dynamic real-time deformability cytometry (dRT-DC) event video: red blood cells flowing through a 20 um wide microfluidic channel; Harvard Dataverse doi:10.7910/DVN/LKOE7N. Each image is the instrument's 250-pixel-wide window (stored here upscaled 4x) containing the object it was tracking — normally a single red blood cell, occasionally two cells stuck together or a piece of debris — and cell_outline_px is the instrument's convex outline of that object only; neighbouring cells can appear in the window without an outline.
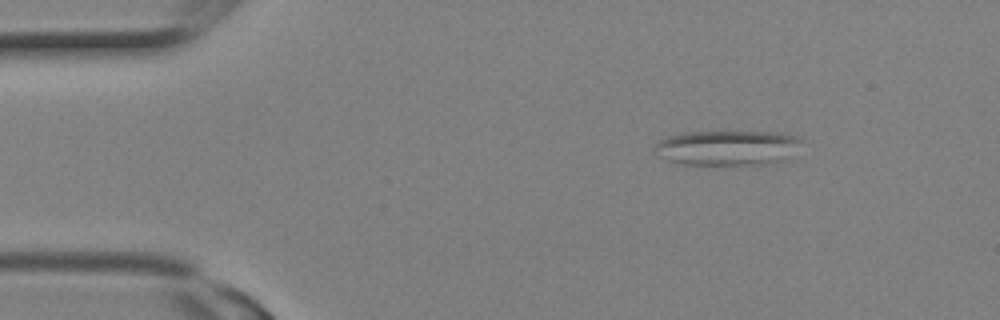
{"species": "Egyptian fruit bat (a non-hibernating species)", "species_latin": "Rousettus aegyptiacus", "temperature_condition": "room temperature", "stored_images_in_passage": 5, "camera_frame_rate_fps": 3000, "um_per_image_px": 0.085, "animal": {"sex": "female"}, "frame": {"image": 1, "passage_image": 1, "time_ms": 0.0, "image_size_px": [1000, 320], "cell_outline_px": [[804, 140], [788, 160], [768, 164], [684, 164], [668, 160], [656, 156], [652, 148], [660, 140], [668, 136], [684, 132], [780, 132], [800, 136]], "centroid_in_image_um": [61.87, 12.55], "position_along_channel_um": 23.1, "area_um2": 30.4}}